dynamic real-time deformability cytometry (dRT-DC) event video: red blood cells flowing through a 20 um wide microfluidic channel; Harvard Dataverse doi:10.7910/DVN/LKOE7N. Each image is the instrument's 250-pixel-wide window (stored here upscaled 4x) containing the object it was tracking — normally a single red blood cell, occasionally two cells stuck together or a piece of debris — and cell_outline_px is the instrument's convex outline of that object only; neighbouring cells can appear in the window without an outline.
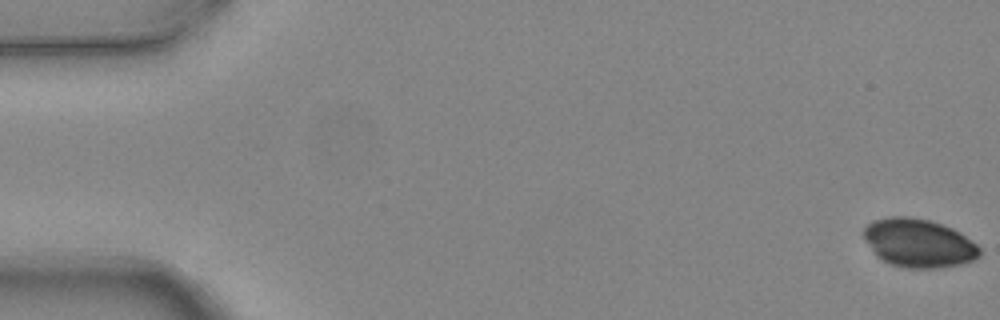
{"species": "common noctule bat (a hibernating species)", "species_latin": "Nyctalus noctula", "temperature_condition": "warm", "stored_images_in_passage": 5, "camera_frame_rate_fps": 3000, "um_per_image_px": 0.085, "animal": {"sex": "female", "body_mass_g": 24.6, "forearm_length_mm": 56.2}, "frame": {"image": 1, "passage_image": 1, "time_ms": 0.0, "image_size_px": [1000, 320], "cell_outline_px": [[980, 256], [972, 260], [960, 264], [940, 268], [908, 268], [892, 264], [876, 256], [864, 240], [860, 232], [872, 220], [892, 216], [908, 216], [928, 220], [952, 228], [960, 232], [976, 244], [980, 248]], "centroid_in_image_um": [78.05, 20.65], "position_along_channel_um": 7.0, "area_um2": 32.83}}